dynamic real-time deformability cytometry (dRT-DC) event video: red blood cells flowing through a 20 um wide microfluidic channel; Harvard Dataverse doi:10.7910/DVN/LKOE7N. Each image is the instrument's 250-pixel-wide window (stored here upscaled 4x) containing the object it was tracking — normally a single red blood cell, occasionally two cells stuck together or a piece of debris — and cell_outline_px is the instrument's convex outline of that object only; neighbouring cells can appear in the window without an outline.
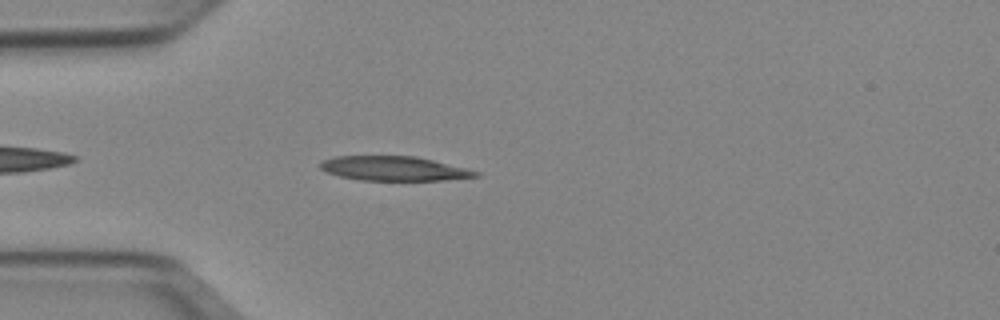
{"species": "Egyptian fruit bat (a non-hibernating species)", "species_latin": "Rousettus aegyptiacus", "temperature_condition": "cold", "stored_images_in_passage": 41, "camera_frame_rate_fps": 3000, "um_per_image_px": 0.085, "animal": {"sex": "female"}, "frame": {"image": 1, "passage_image": 4, "time_ms": 1.0, "image_size_px": [1000, 320], "cell_outline_px": [[480, 176], [444, 180], [360, 180], [340, 176], [328, 172], [320, 168], [320, 160], [336, 156], [416, 156], [480, 172]], "centroid_in_image_um": [33.45, 14.32], "position_along_channel_um": 51.5, "area_um2": 21.91}}
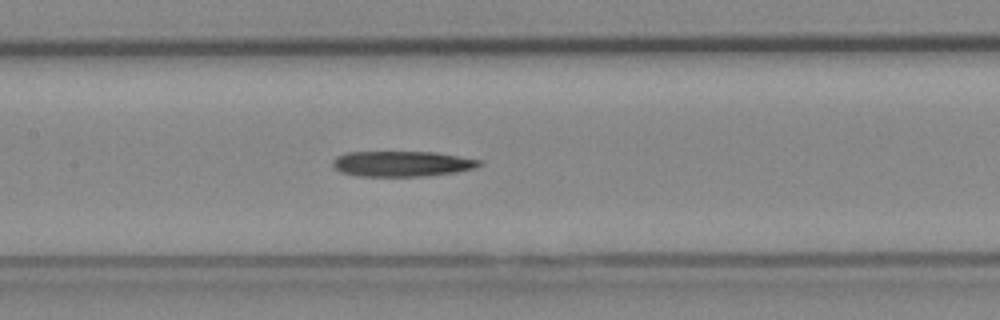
{"frame": {"image": 2, "passage_image": 14, "time_ms": 4.333, "image_size_px": [1000, 320], "cell_outline_px": [[484, 164], [476, 168], [456, 172], [428, 176], [356, 176], [340, 172], [332, 168], [332, 160], [336, 156], [344, 152], [436, 152], [484, 160]], "centroid_in_image_um": [34.18, 13.92], "position_along_channel_um": 173.2, "area_um2": 22.25}}
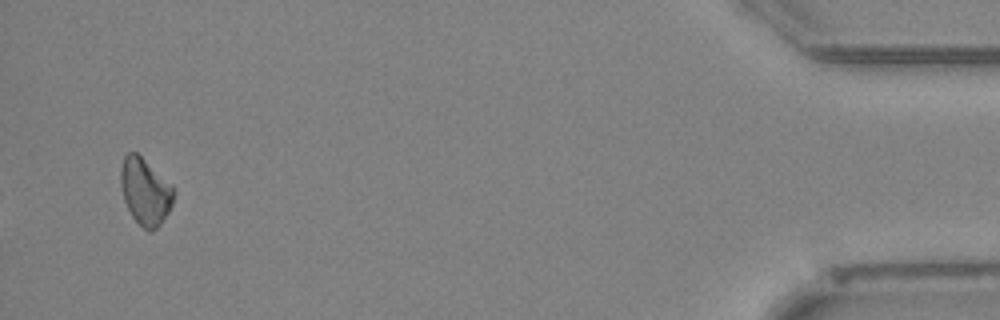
{"frame": {"image": 3, "passage_image": 39, "time_ms": 12.667, "image_size_px": [1000, 320], "cell_outline_px": [[176, 192], [172, 204], [168, 212], [160, 224], [152, 232], [148, 232], [132, 216], [124, 200], [120, 184], [120, 172], [124, 156], [128, 152], [136, 152], [172, 184]], "centroid_in_image_um": [12.35, 16.27], "position_along_channel_um": 422.8, "area_um2": 20.58}}